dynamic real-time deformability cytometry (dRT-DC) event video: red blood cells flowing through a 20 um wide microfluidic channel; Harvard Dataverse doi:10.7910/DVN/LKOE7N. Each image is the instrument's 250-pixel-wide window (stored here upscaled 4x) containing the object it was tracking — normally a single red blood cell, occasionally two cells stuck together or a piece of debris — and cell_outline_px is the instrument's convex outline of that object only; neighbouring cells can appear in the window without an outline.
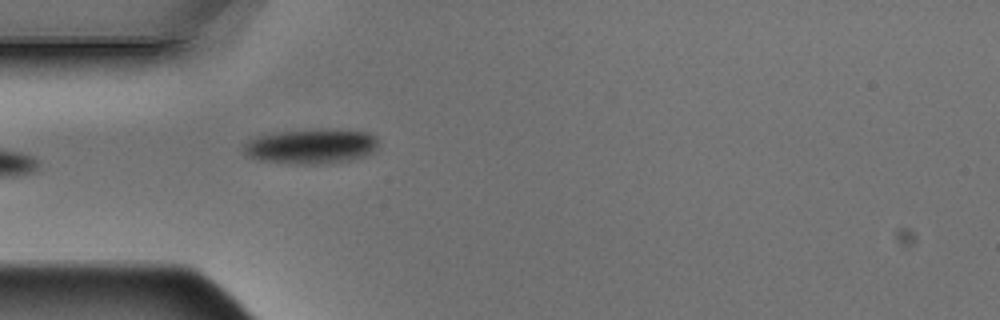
{"species": "Egyptian fruit bat (a non-hibernating species)", "species_latin": "Rousettus aegyptiacus", "temperature_condition": "warm", "stored_images_in_passage": 5, "camera_frame_rate_fps": 3000, "um_per_image_px": 0.085, "animal": {"sex": "male"}, "frame": {"image": 1, "passage_image": 5, "time_ms": 1.333, "image_size_px": [1000, 320], "cell_outline_px": [[376, 148], [372, 152], [364, 156], [348, 160], [312, 164], [296, 164], [260, 160], [248, 156], [244, 152], [244, 144], [248, 140], [260, 136], [280, 132], [316, 128], [328, 128], [368, 132], [376, 136]], "centroid_in_image_um": [26.46, 12.41], "position_along_channel_um": 58.5, "area_um2": 27.22}}